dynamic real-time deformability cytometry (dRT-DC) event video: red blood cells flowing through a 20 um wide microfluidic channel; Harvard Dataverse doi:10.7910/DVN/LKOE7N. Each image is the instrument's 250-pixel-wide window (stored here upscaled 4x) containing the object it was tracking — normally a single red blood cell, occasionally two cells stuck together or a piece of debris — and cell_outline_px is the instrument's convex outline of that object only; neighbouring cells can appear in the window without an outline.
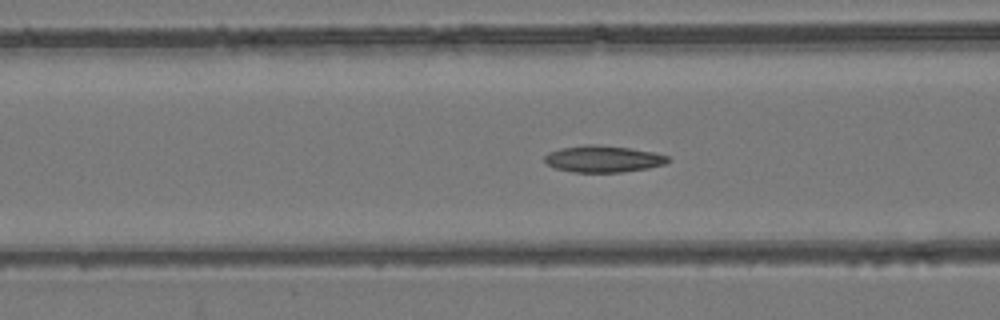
{"species": "common noctule bat (a hibernating species)", "species_latin": "Nyctalus noctula", "temperature_condition": "room temperature", "stored_images_in_passage": 56, "camera_frame_rate_fps": 3000, "um_per_image_px": 0.085, "animal": {"sex": "female", "body_mass_g": 24.6, "forearm_length_mm": 56.2}, "frame": {"image": 1, "passage_image": 23, "time_ms": 7.333, "image_size_px": [1000, 320], "cell_outline_px": [[668, 160], [664, 164], [648, 168], [620, 172], [572, 172], [556, 168], [544, 164], [544, 156], [548, 152], [560, 148], [584, 144], [596, 144], [628, 148], [652, 152], [668, 156]], "centroid_in_image_um": [51.18, 13.5], "position_along_channel_um": 115.4, "area_um2": 19.13}}
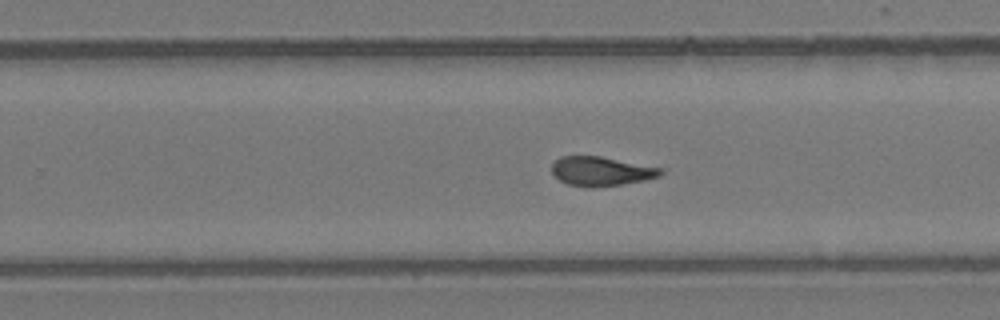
{"frame": {"image": 2, "passage_image": 36, "time_ms": 11.667, "image_size_px": [1000, 320], "cell_outline_px": [[664, 172], [660, 176], [644, 180], [620, 184], [592, 188], [568, 184], [560, 180], [552, 172], [552, 164], [560, 156], [600, 156], [664, 168]], "centroid_in_image_um": [51.12, 14.55], "position_along_channel_um": 278.7, "area_um2": 18.5}}
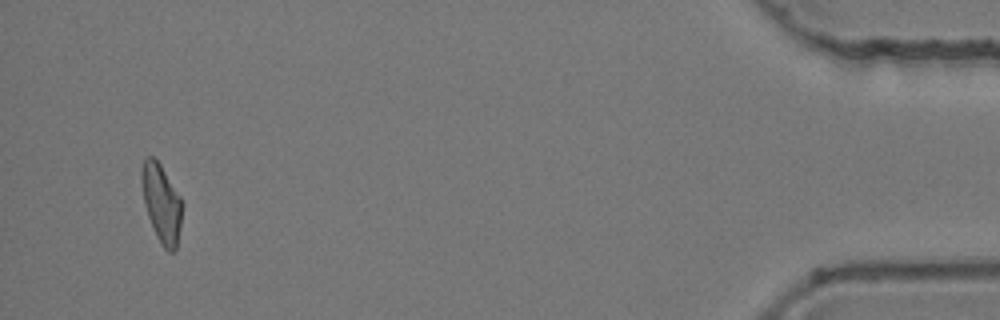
{"frame": {"image": 3, "passage_image": 54, "time_ms": 17.667, "image_size_px": [1000, 320], "cell_outline_px": [[184, 204], [176, 248], [172, 252], [168, 252], [160, 244], [148, 216], [144, 200], [140, 180], [140, 172], [144, 156], [152, 156], [160, 164], [180, 196]], "centroid_in_image_um": [13.72, 17.25], "position_along_channel_um": 421.5, "area_um2": 18.55}, "authors_computed_cell_mechanics": {"area_um2": 19.2185, "velocity_mm_per_s": 3.7695, "shape_relaxation_time_tau1_ms": null, "shape_relaxation_time_tau2_ms": 3.1831, "deformation_change_tau1": null, "deformation_change_tau2": 0.1045}}